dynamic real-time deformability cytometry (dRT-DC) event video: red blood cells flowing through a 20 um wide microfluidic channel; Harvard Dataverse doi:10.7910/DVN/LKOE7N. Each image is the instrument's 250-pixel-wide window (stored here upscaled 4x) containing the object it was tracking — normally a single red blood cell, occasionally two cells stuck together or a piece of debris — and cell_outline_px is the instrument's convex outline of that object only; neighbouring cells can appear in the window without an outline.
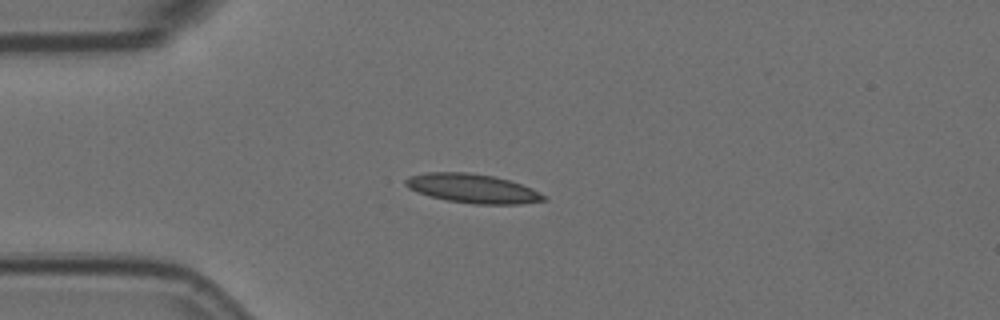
{"species": "Egyptian fruit bat (a non-hibernating species)", "species_latin": "Rousettus aegyptiacus", "temperature_condition": "room temperature", "stored_images_in_passage": 41, "camera_frame_rate_fps": 3000, "um_per_image_px": 0.085, "animal": {"sex": "female"}, "frame": {"image": 1, "passage_image": 1, "time_ms": 0.0, "image_size_px": [1000, 320], "cell_outline_px": [[548, 200], [520, 204], [476, 204], [448, 200], [428, 196], [416, 192], [408, 188], [404, 184], [404, 180], [408, 176], [428, 172], [468, 172], [492, 176], [508, 180], [532, 188], [548, 196]], "centroid_in_image_um": [40.16, 16.02], "position_along_channel_um": 44.8, "area_um2": 23.52}}
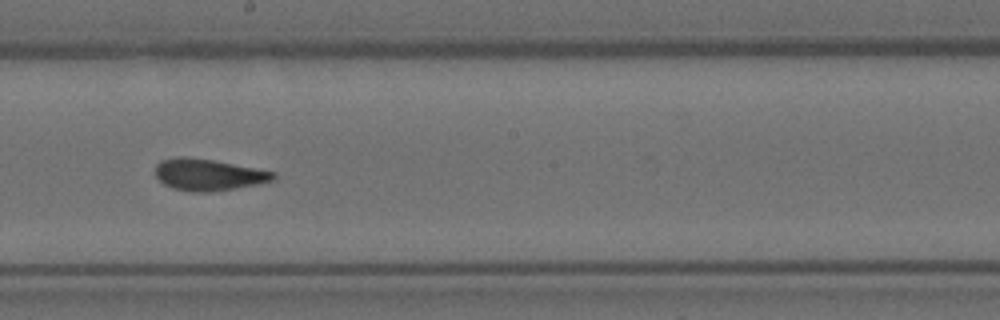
{"frame": {"image": 2, "passage_image": 18, "time_ms": 5.667, "image_size_px": [1000, 320], "cell_outline_px": [[276, 176], [272, 180], [260, 184], [212, 192], [192, 192], [172, 188], [164, 184], [156, 176], [156, 164], [160, 160], [176, 156], [188, 156], [212, 160], [276, 172]], "centroid_in_image_um": [17.69, 14.85], "position_along_channel_um": 230.5, "area_um2": 21.85}}
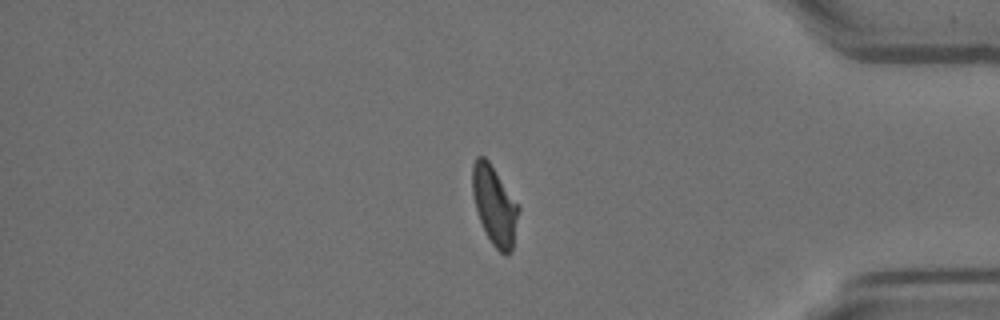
{"frame": {"image": 3, "passage_image": 34, "time_ms": 11.0, "image_size_px": [1000, 320], "cell_outline_px": [[520, 208], [512, 252], [504, 256], [492, 244], [480, 220], [476, 208], [472, 192], [472, 164], [476, 156], [484, 156], [488, 160], [520, 204]], "centroid_in_image_um": [42.06, 17.45], "position_along_channel_um": 393.1, "area_um2": 21.44}}